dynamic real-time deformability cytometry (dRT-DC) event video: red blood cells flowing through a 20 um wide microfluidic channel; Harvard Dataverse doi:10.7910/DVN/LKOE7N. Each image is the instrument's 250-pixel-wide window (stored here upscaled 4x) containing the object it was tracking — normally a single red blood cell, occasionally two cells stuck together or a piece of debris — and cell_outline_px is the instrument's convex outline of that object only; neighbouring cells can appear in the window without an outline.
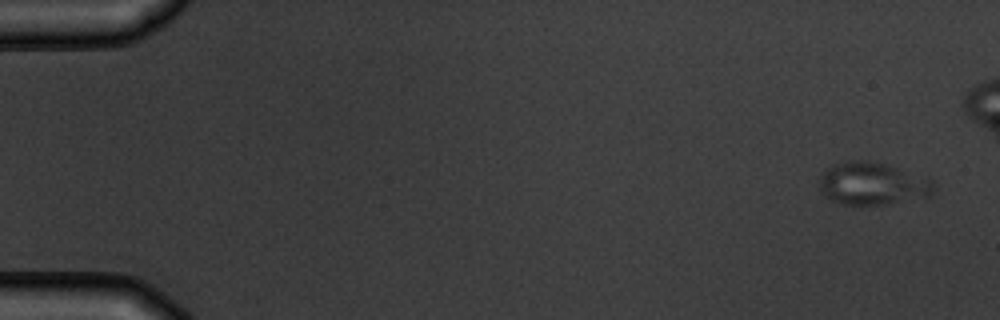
{"species": "common noctule bat (a hibernating species)", "species_latin": "Nyctalus noctula", "temperature_condition": "warm", "stored_images_in_passage": 5, "camera_frame_rate_fps": 3000, "um_per_image_px": 0.085, "animal": {"sex": "male", "body_mass_g": 19.5, "forearm_length_mm": 54.6}, "frame": {"image": 1, "passage_image": 1, "time_ms": 0.0, "image_size_px": [1000, 320], "cell_outline_px": [[936, 188], [928, 196], [884, 204], [844, 204], [832, 200], [824, 196], [820, 188], [820, 176], [832, 164], [844, 160], [868, 160], [888, 164], [928, 176], [932, 180]], "centroid_in_image_um": [74.18, 15.57], "position_along_channel_um": 10.8, "area_um2": 28.61}}